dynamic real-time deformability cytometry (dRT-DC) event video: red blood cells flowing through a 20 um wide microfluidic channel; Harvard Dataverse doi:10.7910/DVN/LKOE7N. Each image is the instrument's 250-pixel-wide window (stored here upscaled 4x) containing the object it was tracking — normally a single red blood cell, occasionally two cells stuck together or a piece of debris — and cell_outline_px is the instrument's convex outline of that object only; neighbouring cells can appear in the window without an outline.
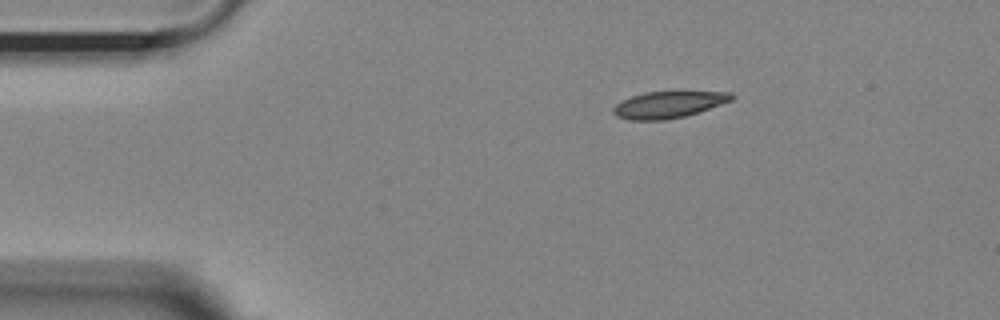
{"species": "Egyptian fruit bat (a non-hibernating species)", "species_latin": "Rousettus aegyptiacus", "temperature_condition": "room temperature", "stored_images_in_passage": 47, "camera_frame_rate_fps": 3000, "um_per_image_px": 0.085, "animal": {"sex": "female"}, "frame": {"image": 1, "passage_image": 1, "time_ms": 0.0, "image_size_px": [1000, 320], "cell_outline_px": [[736, 96], [732, 100], [684, 116], [664, 120], [632, 120], [616, 116], [612, 112], [612, 108], [616, 104], [632, 96], [644, 92], [732, 92]], "centroid_in_image_um": [56.79, 8.89], "position_along_channel_um": 28.2, "area_um2": 18.03}}
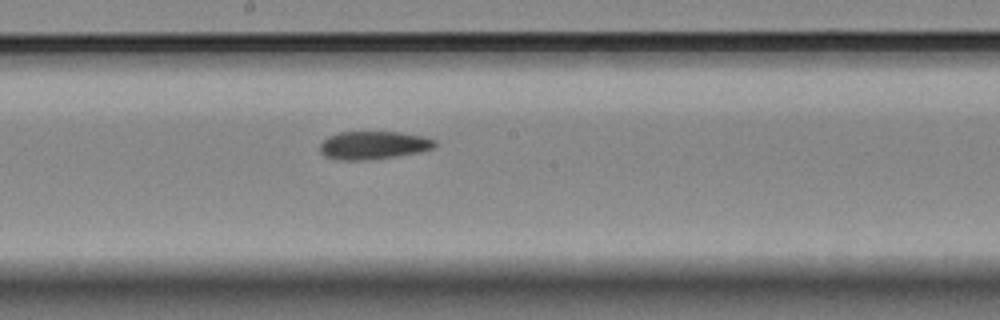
{"frame": {"image": 2, "passage_image": 21, "time_ms": 6.667, "image_size_px": [1000, 320], "cell_outline_px": [[436, 148], [420, 152], [396, 156], [364, 160], [340, 160], [324, 156], [320, 152], [320, 144], [328, 136], [340, 132], [400, 132], [424, 136], [436, 140]], "centroid_in_image_um": [31.77, 12.34], "position_along_channel_um": 216.4, "area_um2": 18.9}}
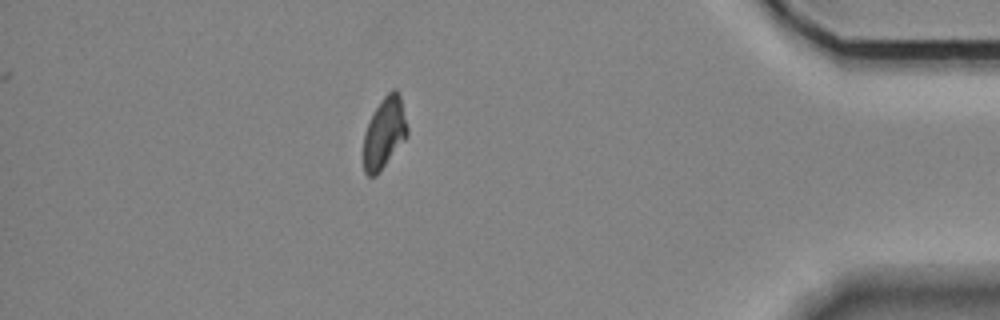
{"frame": {"image": 3, "passage_image": 40, "time_ms": 13.0, "image_size_px": [1000, 320], "cell_outline_px": [[408, 136], [380, 172], [376, 176], [368, 176], [364, 172], [364, 132], [368, 120], [380, 100], [392, 88], [396, 88], [400, 96], [408, 128]], "centroid_in_image_um": [32.67, 11.29], "position_along_channel_um": 402.5, "area_um2": 18.38}, "authors_computed_cell_mechanics": {"area_um2": 18.9006, "velocity_mm_per_s": 3.6072, "shape_relaxation_time_tau1_ms": 11.1664, "shape_relaxation_time_tau2_ms": 8.3072, "deformation_change_tau1": 0.221, "deformation_change_tau2": 0.1419}}